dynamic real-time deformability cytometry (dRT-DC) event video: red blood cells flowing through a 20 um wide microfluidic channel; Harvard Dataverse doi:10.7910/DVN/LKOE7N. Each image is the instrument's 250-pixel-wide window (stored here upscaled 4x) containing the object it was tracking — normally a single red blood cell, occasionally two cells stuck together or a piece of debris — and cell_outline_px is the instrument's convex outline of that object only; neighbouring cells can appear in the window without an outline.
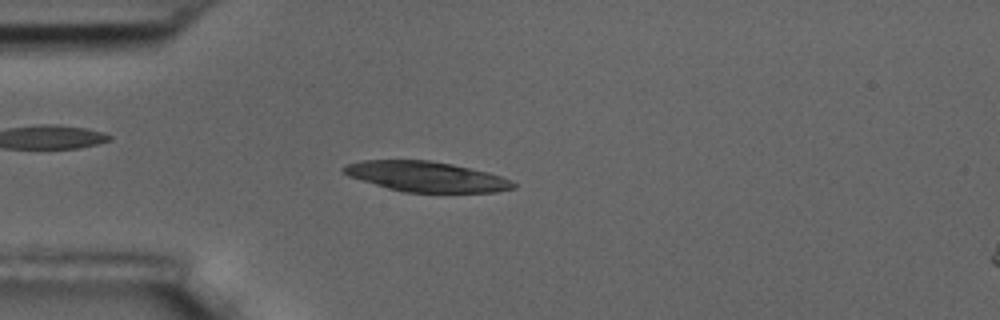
{"species": "common noctule bat (a hibernating species)", "species_latin": "Nyctalus noctula", "temperature_condition": "room temperature", "stored_images_in_passage": 55, "camera_frame_rate_fps": 3000, "um_per_image_px": 0.085, "animal": {"sex": "male", "body_mass_g": 17.5, "forearm_length_mm": 52.3}, "frame": {"image": 1, "passage_image": 14, "time_ms": 4.333, "image_size_px": [1000, 320], "cell_outline_px": [[516, 188], [496, 192], [404, 192], [388, 188], [348, 176], [340, 172], [340, 168], [348, 164], [364, 160], [428, 160], [452, 164], [488, 172], [500, 176], [516, 184]], "centroid_in_image_um": [36.2, 15.01], "position_along_channel_um": 48.8, "area_um2": 29.71}}
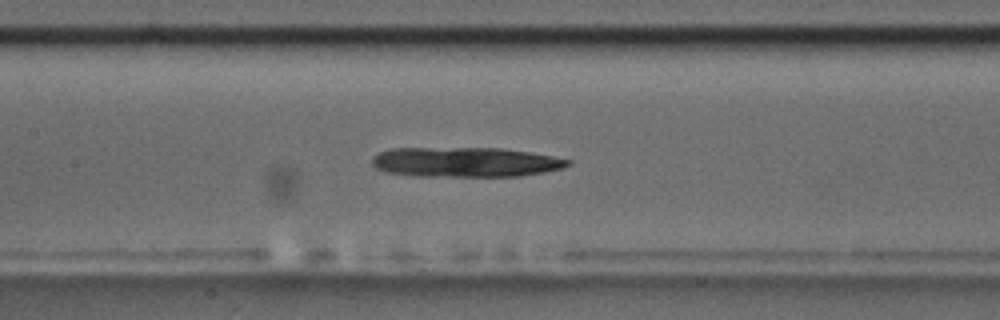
{"frame": {"image": 2, "passage_image": 25, "time_ms": 8.0, "image_size_px": [1000, 320], "cell_outline_px": [[572, 164], [564, 168], [544, 172], [520, 176], [412, 176], [384, 172], [376, 168], [372, 164], [372, 156], [380, 152], [392, 148], [500, 148], [528, 152], [552, 156], [572, 160]], "centroid_in_image_um": [39.55, 13.78], "position_along_channel_um": 167.9, "area_um2": 34.22}}